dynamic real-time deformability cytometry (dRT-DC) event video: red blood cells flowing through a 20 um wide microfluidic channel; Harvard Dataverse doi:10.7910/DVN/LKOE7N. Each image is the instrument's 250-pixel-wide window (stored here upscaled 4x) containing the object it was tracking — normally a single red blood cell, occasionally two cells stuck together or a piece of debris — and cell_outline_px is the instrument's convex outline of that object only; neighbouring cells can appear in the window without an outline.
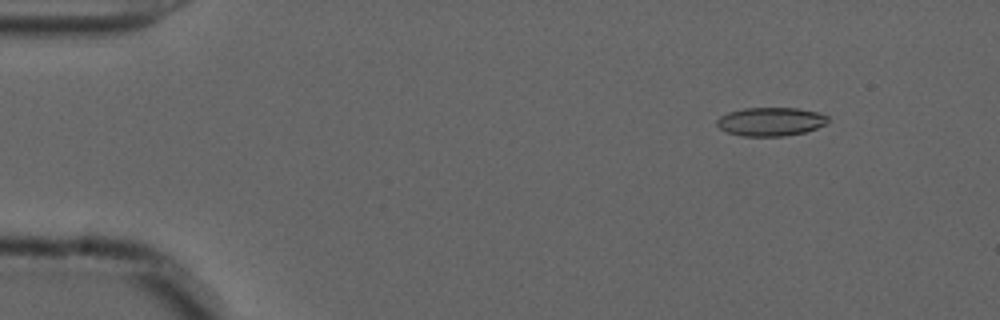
{"species": "common noctule bat (a hibernating species)", "species_latin": "Nyctalus noctula", "temperature_condition": "cold", "stored_images_in_passage": 56, "camera_frame_rate_fps": 3000, "um_per_image_px": 0.085, "animal": {"sex": "male", "forearm_length_mm": 52.5}, "frame": {"image": 1, "passage_image": 7, "time_ms": 2.0, "image_size_px": [1000, 320], "cell_outline_px": [[828, 120], [824, 124], [816, 128], [804, 132], [784, 136], [744, 136], [728, 132], [720, 128], [716, 124], [716, 120], [720, 116], [728, 112], [744, 108], [796, 108], [816, 112], [828, 116]], "centroid_in_image_um": [65.47, 10.33], "position_along_channel_um": 19.5, "area_um2": 18.32}}
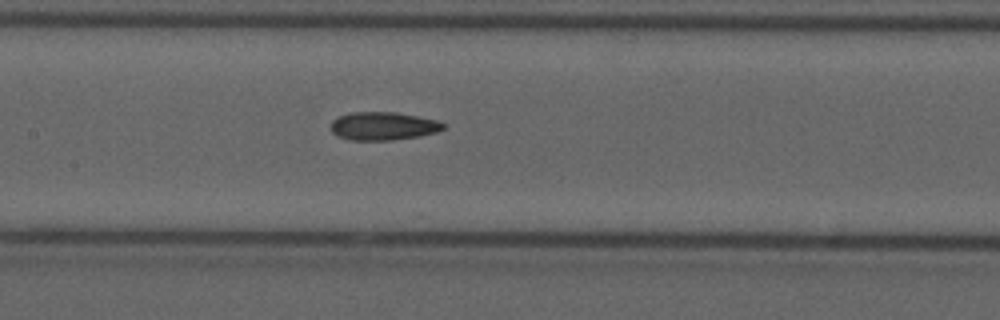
{"frame": {"image": 2, "passage_image": 27, "time_ms": 8.667, "image_size_px": [1000, 320], "cell_outline_px": [[444, 128], [436, 132], [420, 136], [392, 140], [352, 140], [336, 136], [332, 132], [332, 120], [340, 116], [352, 112], [396, 112], [440, 120], [444, 124]], "centroid_in_image_um": [32.59, 10.71], "position_along_channel_um": 174.8, "area_um2": 18.5}}
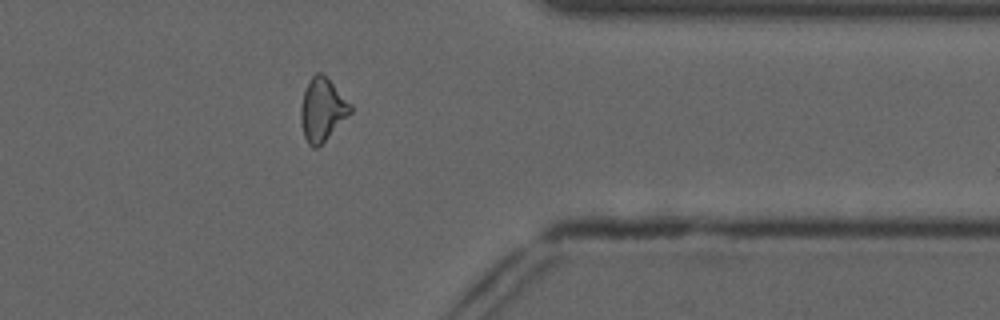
{"frame": {"image": 3, "passage_image": 45, "time_ms": 14.667, "image_size_px": [1000, 320], "cell_outline_px": [[352, 112], [316, 148], [312, 148], [308, 144], [304, 136], [300, 120], [300, 108], [304, 92], [312, 76], [316, 72], [320, 72], [352, 104]], "centroid_in_image_um": [27.38, 9.33], "position_along_channel_um": 384.0, "area_um2": 17.74}, "authors_computed_cell_mechanics": {"area_um2": 18.2648, "velocity_mm_per_s": 3.705, "shape_relaxation_time_tau1_ms": null, "shape_relaxation_time_tau2_ms": 4.4354, "deformation_change_tau1": null, "deformation_change_tau2": 0.1415}}